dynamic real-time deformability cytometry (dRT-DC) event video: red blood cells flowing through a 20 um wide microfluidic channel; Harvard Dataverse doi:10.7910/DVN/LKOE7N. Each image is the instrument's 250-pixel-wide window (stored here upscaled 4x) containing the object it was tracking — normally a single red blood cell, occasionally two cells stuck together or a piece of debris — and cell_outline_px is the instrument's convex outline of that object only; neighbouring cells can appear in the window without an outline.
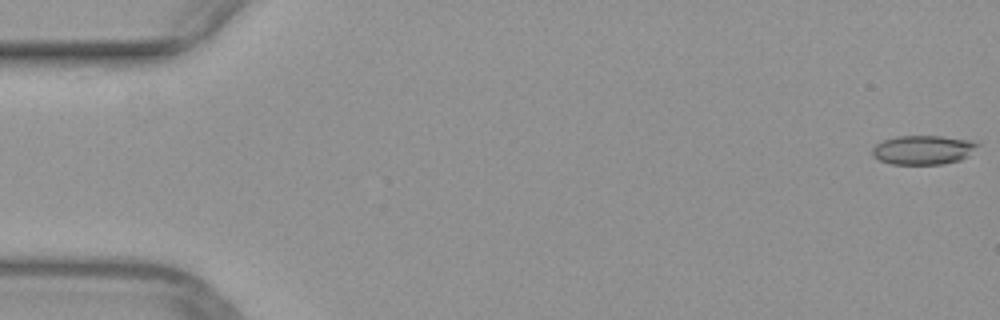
{"species": "common noctule bat (a hibernating species)", "species_latin": "Nyctalus noctula", "temperature_condition": "warm", "stored_images_in_passage": 51, "camera_frame_rate_fps": 3000, "um_per_image_px": 0.085, "animal": {"sex": "female", "body_mass_g": 29.2, "forearm_length_mm": 56.3}, "frame": {"image": 1, "passage_image": 1, "time_ms": 0.0, "image_size_px": [1000, 320], "cell_outline_px": [[980, 144], [968, 156], [960, 160], [940, 164], [892, 164], [880, 160], [872, 156], [872, 148], [876, 144], [884, 140], [896, 136], [940, 136], [972, 140]], "centroid_in_image_um": [78.46, 12.73], "position_along_channel_um": 6.5, "area_um2": 17.86}}
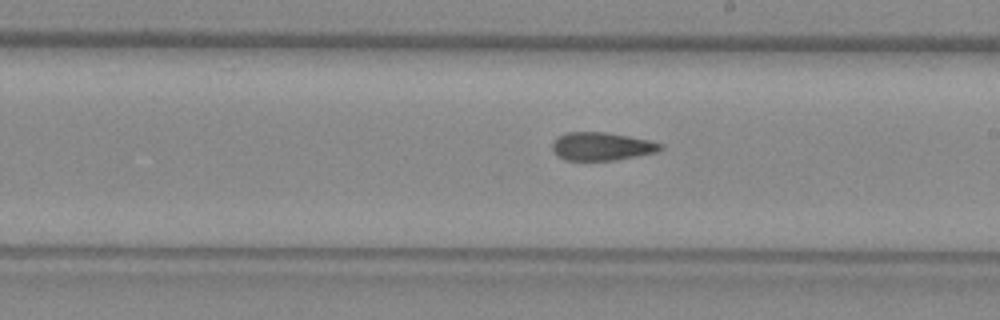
{"frame": {"image": 2, "passage_image": 29, "time_ms": 9.333, "image_size_px": [1000, 320], "cell_outline_px": [[664, 148], [656, 152], [612, 160], [564, 160], [556, 156], [552, 148], [552, 144], [556, 136], [564, 132], [604, 132], [628, 136], [648, 140], [664, 144]], "centroid_in_image_um": [51.09, 12.43], "position_along_channel_um": 237.9, "area_um2": 17.74}}
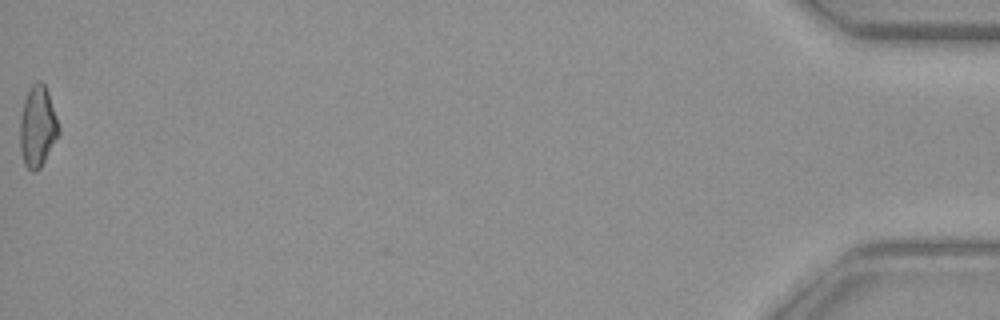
{"frame": {"image": 3, "passage_image": 51, "time_ms": 16.667, "image_size_px": [1000, 320], "cell_outline_px": [[60, 132], [40, 168], [36, 172], [32, 172], [24, 164], [20, 148], [20, 120], [24, 100], [28, 88], [36, 80], [40, 80], [44, 84], [48, 92], [60, 128]], "centroid_in_image_um": [3.18, 10.74], "position_along_channel_um": 432.0, "area_um2": 18.26}}